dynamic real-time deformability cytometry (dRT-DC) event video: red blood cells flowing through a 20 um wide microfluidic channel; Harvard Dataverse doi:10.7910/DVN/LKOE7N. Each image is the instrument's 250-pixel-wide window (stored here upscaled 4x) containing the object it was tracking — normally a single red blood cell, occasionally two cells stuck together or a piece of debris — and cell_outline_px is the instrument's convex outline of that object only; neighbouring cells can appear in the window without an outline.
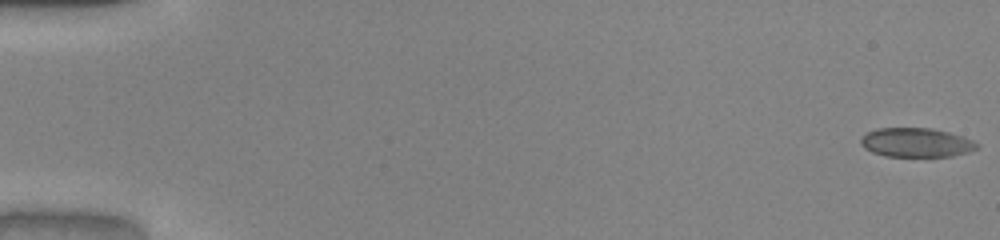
{"species": "common noctule bat (a hibernating species)", "species_latin": "Nyctalus noctula", "temperature_condition": "warm", "stored_images_in_passage": 52, "camera_frame_rate_fps": 3000, "um_per_image_px": 0.085, "animal": {"sex": "male", "body_mass_g": 20.0, "forearm_length_mm": 53.3}, "frame": {"image": 1, "passage_image": 1, "time_ms": 0.0, "image_size_px": [1000, 240], "cell_outline_px": [[980, 148], [968, 152], [952, 156], [884, 156], [872, 152], [864, 148], [860, 144], [860, 140], [868, 132], [876, 128], [932, 128], [964, 136], [980, 144]], "centroid_in_image_um": [77.91, 12.11], "position_along_channel_um": 7.1, "area_um2": 19.83}}
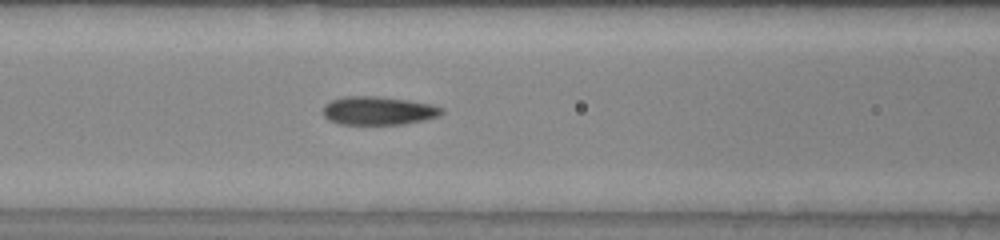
{"frame": {"image": 2, "passage_image": 23, "time_ms": 7.333, "image_size_px": [1000, 240], "cell_outline_px": [[444, 112], [440, 116], [424, 120], [404, 124], [340, 124], [328, 120], [320, 112], [324, 104], [332, 100], [344, 96], [380, 96], [408, 100], [432, 104], [440, 108]], "centroid_in_image_um": [32.12, 9.4], "position_along_channel_um": 134.5, "area_um2": 19.88}}
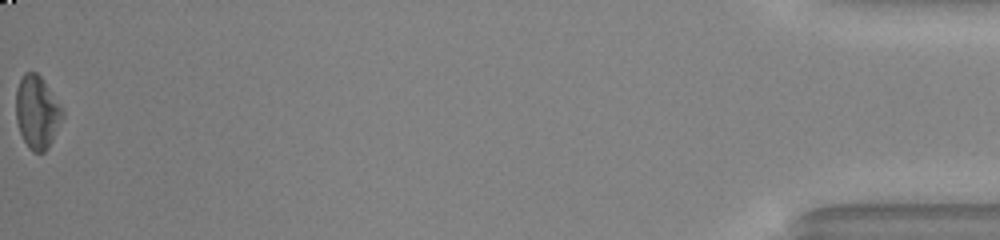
{"frame": {"image": 3, "passage_image": 52, "time_ms": 17.0, "image_size_px": [1000, 240], "cell_outline_px": [[64, 116], [48, 148], [44, 152], [32, 152], [28, 148], [20, 132], [16, 120], [16, 88], [24, 72], [36, 72], [40, 76], [64, 108]], "centroid_in_image_um": [3.16, 9.53], "position_along_channel_um": 432.0, "area_um2": 19.88}, "authors_computed_cell_mechanics": {"area_um2": 19.8832, "velocity_mm_per_s": 4.0623, "shape_relaxation_time_tau1_ms": null, "shape_relaxation_time_tau2_ms": 1.3431, "deformation_change_tau1": null, "deformation_change_tau2": 0.0809}}